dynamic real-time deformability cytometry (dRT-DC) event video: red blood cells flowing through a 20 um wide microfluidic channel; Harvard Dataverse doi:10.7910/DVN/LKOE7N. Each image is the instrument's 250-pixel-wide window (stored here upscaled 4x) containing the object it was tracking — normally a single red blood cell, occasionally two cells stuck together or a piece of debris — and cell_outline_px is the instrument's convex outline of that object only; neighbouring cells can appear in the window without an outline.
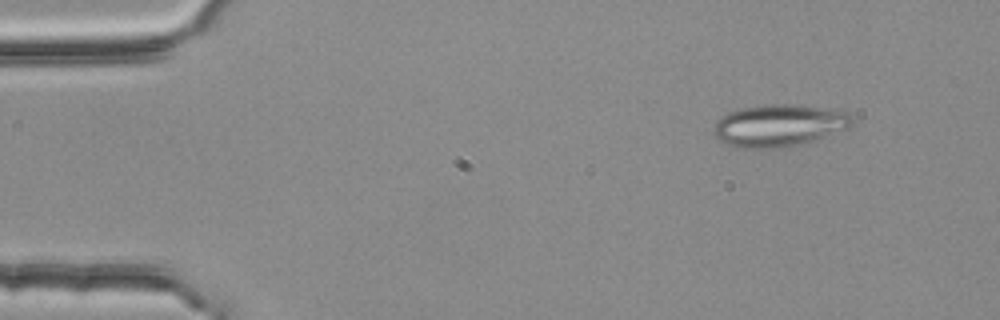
{"species": "common noctule bat (a hibernating species)", "species_latin": "Nyctalus noctula", "temperature_condition": "room temperature", "stored_images_in_passage": 3, "camera_frame_rate_fps": 3000, "um_per_image_px": 0.085, "animal": {"sex": "female", "body_mass_g": 25.1}, "frame": {"image": 1, "passage_image": 1, "time_ms": 0.0, "image_size_px": [1000, 320], "cell_outline_px": [[852, 124], [848, 128], [804, 144], [788, 148], [736, 148], [720, 140], [712, 132], [712, 128], [716, 120], [728, 112], [740, 108], [768, 104], [792, 104], [824, 108], [852, 112]], "centroid_in_image_um": [66.21, 10.67], "position_along_channel_um": 18.8, "area_um2": 34.45}}